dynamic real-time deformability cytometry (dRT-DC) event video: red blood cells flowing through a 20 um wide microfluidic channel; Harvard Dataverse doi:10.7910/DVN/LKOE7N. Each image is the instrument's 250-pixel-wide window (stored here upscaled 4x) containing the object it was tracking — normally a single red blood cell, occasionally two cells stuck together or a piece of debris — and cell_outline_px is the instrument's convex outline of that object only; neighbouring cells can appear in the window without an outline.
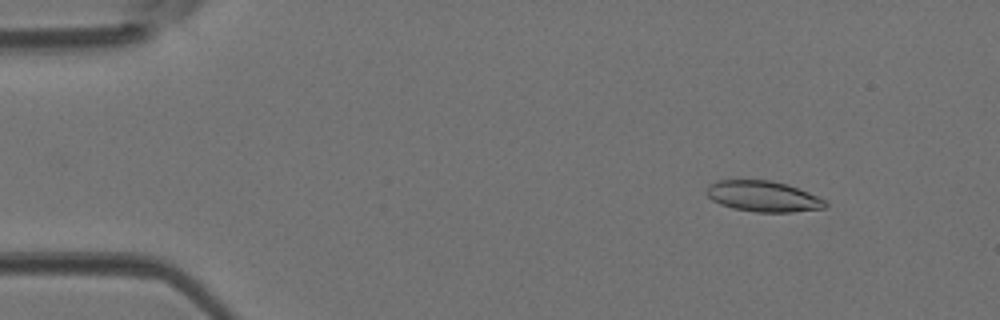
{"species": "Egyptian fruit bat (a non-hibernating species)", "species_latin": "Rousettus aegyptiacus", "temperature_condition": "room temperature", "stored_images_in_passage": 13, "camera_frame_rate_fps": 3000, "um_per_image_px": 0.085, "animal": {"sex": "female"}, "frame": {"image": 1, "passage_image": 6, "time_ms": 1.667, "image_size_px": [1000, 320], "cell_outline_px": [[828, 204], [824, 208], [792, 212], [756, 212], [732, 208], [720, 204], [712, 200], [704, 192], [708, 184], [716, 180], [772, 180], [788, 184], [820, 196], [828, 200]], "centroid_in_image_um": [64.88, 16.68], "position_along_channel_um": 20.1, "area_um2": 21.73}}